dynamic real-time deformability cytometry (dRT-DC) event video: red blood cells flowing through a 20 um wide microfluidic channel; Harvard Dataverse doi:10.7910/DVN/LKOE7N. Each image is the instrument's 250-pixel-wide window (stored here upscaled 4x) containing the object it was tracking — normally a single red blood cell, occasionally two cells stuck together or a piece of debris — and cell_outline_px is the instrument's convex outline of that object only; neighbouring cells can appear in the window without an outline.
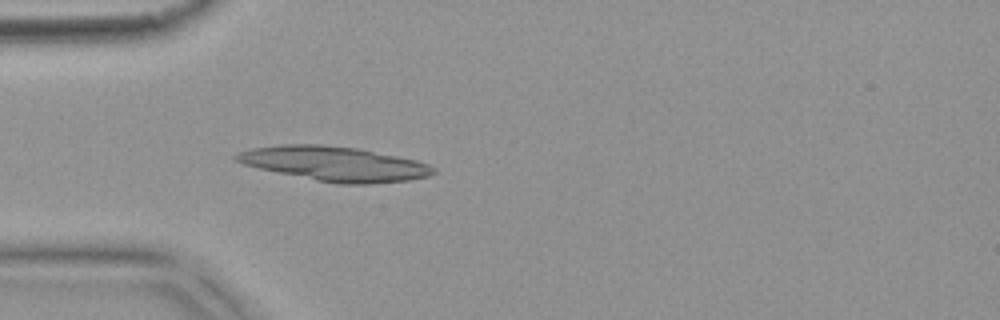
{"species": "common noctule bat (a hibernating species)", "species_latin": "Nyctalus noctula", "temperature_condition": "warm", "stored_images_in_passage": 5, "camera_frame_rate_fps": 3000, "um_per_image_px": 0.085, "animal": {"sex": "female", "body_mass_g": 18.4}, "frame": {"image": 1, "passage_image": 5, "time_ms": 1.333, "image_size_px": [1000, 320], "cell_outline_px": [[436, 172], [428, 176], [408, 180], [368, 184], [336, 184], [316, 180], [260, 168], [244, 164], [236, 160], [232, 156], [240, 152], [252, 148], [280, 144], [320, 144], [360, 148], [416, 160], [428, 164], [436, 168]], "centroid_in_image_um": [28.46, 13.91], "position_along_channel_um": 56.5, "area_um2": 39.54}}